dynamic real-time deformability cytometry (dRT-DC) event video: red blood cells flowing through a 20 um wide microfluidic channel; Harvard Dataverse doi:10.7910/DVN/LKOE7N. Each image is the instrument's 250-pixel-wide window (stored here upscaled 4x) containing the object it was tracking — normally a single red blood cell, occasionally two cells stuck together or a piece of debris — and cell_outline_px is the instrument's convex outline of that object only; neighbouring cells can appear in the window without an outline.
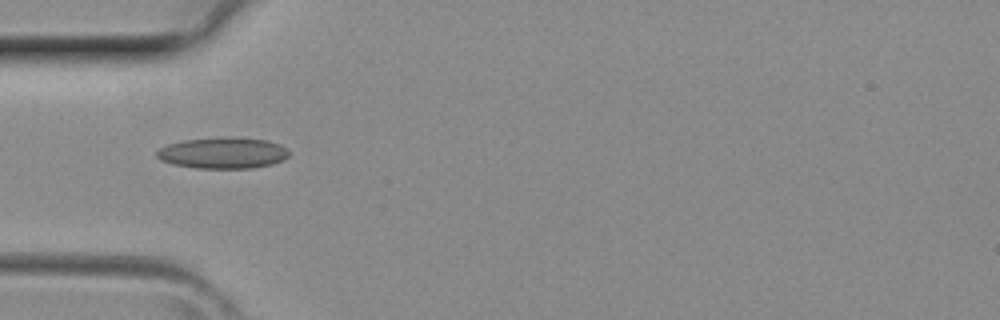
{"species": "common noctule bat (a hibernating species)", "species_latin": "Nyctalus noctula", "temperature_condition": "room temperature", "stored_images_in_passage": 2, "camera_frame_rate_fps": 3000, "um_per_image_px": 0.085, "animal": {"sex": "female", "body_mass_g": 29.2, "forearm_length_mm": 56.3}, "frame": {"image": 1, "passage_image": 2, "time_ms": 0.333, "image_size_px": [1000, 320], "cell_outline_px": [[288, 156], [284, 160], [272, 164], [252, 168], [196, 168], [172, 164], [160, 160], [156, 156], [156, 152], [160, 148], [168, 144], [184, 140], [228, 136], [232, 136], [268, 140], [280, 144], [288, 148]], "centroid_in_image_um": [18.97, 12.99], "position_along_channel_um": 66.0, "area_um2": 24.33}}